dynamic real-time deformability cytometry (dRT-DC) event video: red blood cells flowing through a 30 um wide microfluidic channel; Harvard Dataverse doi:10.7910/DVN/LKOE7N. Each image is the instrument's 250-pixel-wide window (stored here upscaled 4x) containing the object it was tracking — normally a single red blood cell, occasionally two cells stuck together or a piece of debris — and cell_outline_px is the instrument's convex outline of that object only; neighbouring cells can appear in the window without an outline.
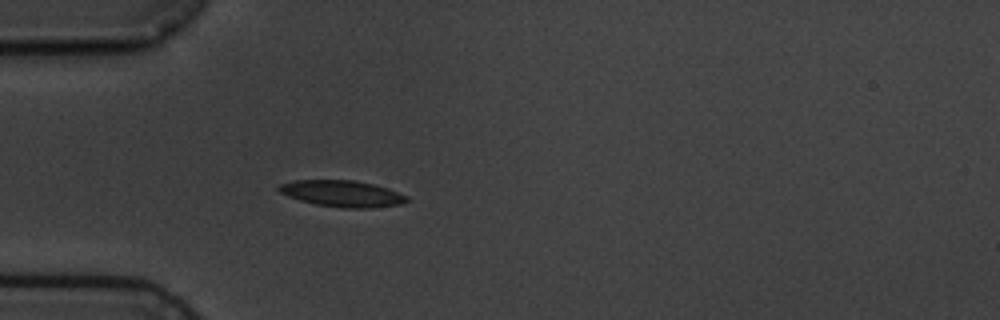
{"species": "common noctule bat (a hibernating species)", "species_latin": "Nyctalus noctula", "temperature_condition": "cold", "stored_images_in_passage": 1, "camera_frame_rate_fps": 3000, "um_per_image_px": 0.085, "animal": {"sex": "male", "body_mass_g": 19.5, "forearm_length_mm": 54.6}, "frame": {"image": 1, "passage_image": 1, "time_ms": 0.0, "image_size_px": [1000, 320], "cell_outline_px": [[408, 200], [400, 204], [372, 208], [344, 208], [316, 204], [300, 200], [288, 196], [280, 192], [276, 188], [280, 184], [292, 180], [356, 180], [388, 188], [408, 196]], "centroid_in_image_um": [29.08, 16.45], "position_along_channel_um": 55.9, "area_um2": 19.65}}